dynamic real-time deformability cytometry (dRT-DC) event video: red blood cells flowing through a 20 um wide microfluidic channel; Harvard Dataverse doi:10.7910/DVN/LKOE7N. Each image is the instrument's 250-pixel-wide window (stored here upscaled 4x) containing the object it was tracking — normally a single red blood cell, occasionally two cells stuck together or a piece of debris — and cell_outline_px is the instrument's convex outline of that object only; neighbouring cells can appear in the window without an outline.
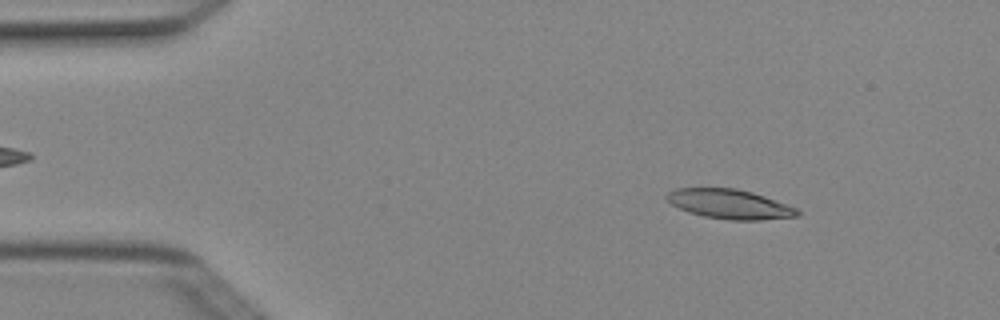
{"species": "Egyptian fruit bat (a non-hibernating species)", "species_latin": "Rousettus aegyptiacus", "temperature_condition": "cold", "stored_images_in_passage": 3, "camera_frame_rate_fps": 3000, "um_per_image_px": 0.085, "animal": {"sex": "female"}, "frame": {"image": 1, "passage_image": 1, "time_ms": 0.0, "image_size_px": [1000, 320], "cell_outline_px": [[800, 212], [796, 216], [760, 220], [728, 220], [704, 216], [688, 212], [672, 204], [664, 196], [668, 192], [676, 188], [736, 188], [752, 192], [764, 196], [796, 208]], "centroid_in_image_um": [61.98, 17.34], "position_along_channel_um": 23.0, "area_um2": 22.25}}